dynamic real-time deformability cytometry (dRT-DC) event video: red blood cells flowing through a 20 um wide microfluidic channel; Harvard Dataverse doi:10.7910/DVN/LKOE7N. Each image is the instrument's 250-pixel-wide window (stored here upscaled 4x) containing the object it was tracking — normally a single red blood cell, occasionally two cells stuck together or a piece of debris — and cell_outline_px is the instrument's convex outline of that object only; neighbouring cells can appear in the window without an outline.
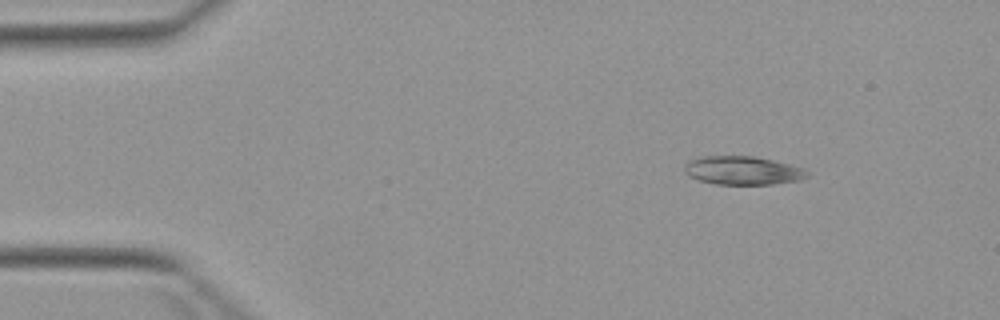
{"species": "Egyptian fruit bat (a non-hibernating species)", "species_latin": "Rousettus aegyptiacus", "temperature_condition": "warm", "stored_images_in_passage": 4, "camera_frame_rate_fps": 3000, "um_per_image_px": 0.085, "animal": {"sex": "female"}, "frame": {"image": 1, "passage_image": 1, "time_ms": 0.0, "image_size_px": [1000, 320], "cell_outline_px": [[808, 176], [800, 180], [772, 184], [716, 184], [700, 180], [688, 176], [684, 172], [684, 164], [688, 160], [700, 156], [752, 156], [772, 160], [804, 168], [808, 172]], "centroid_in_image_um": [63.09, 14.48], "position_along_channel_um": 21.9, "area_um2": 20.4}}